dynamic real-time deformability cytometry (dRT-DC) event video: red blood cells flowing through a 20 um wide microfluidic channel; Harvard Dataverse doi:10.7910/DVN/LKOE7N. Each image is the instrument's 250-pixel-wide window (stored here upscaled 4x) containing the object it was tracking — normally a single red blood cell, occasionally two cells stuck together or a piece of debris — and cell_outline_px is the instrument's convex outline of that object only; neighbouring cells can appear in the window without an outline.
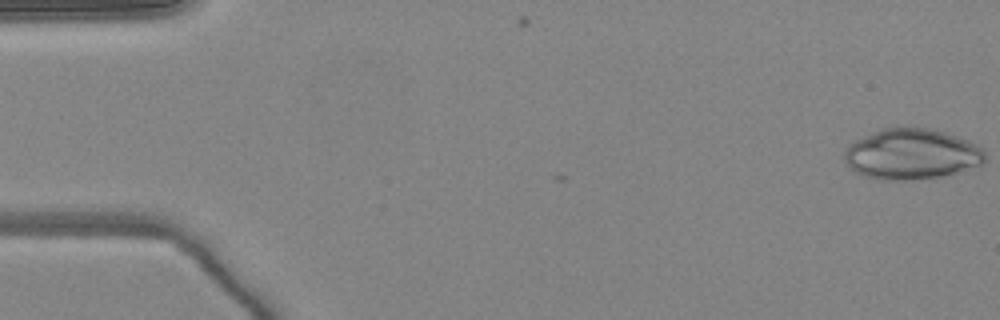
{"species": "common noctule bat (a hibernating species)", "species_latin": "Nyctalus noctula", "temperature_condition": "warm", "stored_images_in_passage": 7, "camera_frame_rate_fps": 3000, "um_per_image_px": 0.085, "animal": {"sex": "female", "body_mass_g": 24.6, "forearm_length_mm": 56.2}, "frame": {"image": 1, "passage_image": 1, "time_ms": 0.0, "image_size_px": [1000, 320], "cell_outline_px": [[984, 160], [980, 168], [940, 176], [912, 180], [876, 180], [864, 176], [848, 168], [844, 160], [844, 152], [848, 144], [852, 140], [880, 128], [896, 124], [928, 128], [944, 132], [968, 140], [976, 144], [984, 152]], "centroid_in_image_um": [77.44, 13.08], "position_along_channel_um": 7.6, "area_um2": 42.77}}